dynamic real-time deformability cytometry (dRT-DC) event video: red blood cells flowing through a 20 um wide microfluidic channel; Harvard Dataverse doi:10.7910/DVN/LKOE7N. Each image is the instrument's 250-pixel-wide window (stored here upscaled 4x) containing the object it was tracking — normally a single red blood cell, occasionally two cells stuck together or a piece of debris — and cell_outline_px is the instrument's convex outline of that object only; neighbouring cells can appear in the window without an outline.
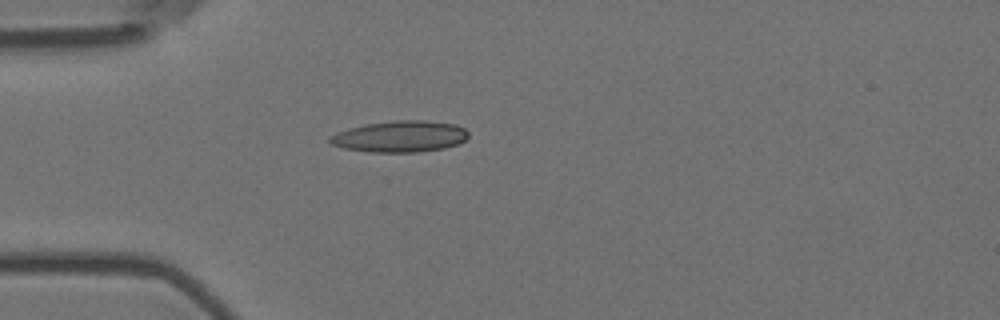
{"species": "Egyptian fruit bat (a non-hibernating species)", "species_latin": "Rousettus aegyptiacus", "temperature_condition": "room temperature", "stored_images_in_passage": 5, "camera_frame_rate_fps": 3000, "um_per_image_px": 0.085, "animal": {"sex": "female"}, "frame": {"image": 1, "passage_image": 5, "time_ms": 1.333, "image_size_px": [1000, 320], "cell_outline_px": [[468, 136], [464, 140], [456, 144], [444, 148], [416, 152], [368, 152], [344, 148], [332, 144], [328, 140], [328, 136], [336, 132], [348, 128], [364, 124], [396, 120], [424, 120], [456, 124], [464, 128], [468, 132]], "centroid_in_image_um": [33.97, 11.59], "position_along_channel_um": 51.0, "area_um2": 25.37}}